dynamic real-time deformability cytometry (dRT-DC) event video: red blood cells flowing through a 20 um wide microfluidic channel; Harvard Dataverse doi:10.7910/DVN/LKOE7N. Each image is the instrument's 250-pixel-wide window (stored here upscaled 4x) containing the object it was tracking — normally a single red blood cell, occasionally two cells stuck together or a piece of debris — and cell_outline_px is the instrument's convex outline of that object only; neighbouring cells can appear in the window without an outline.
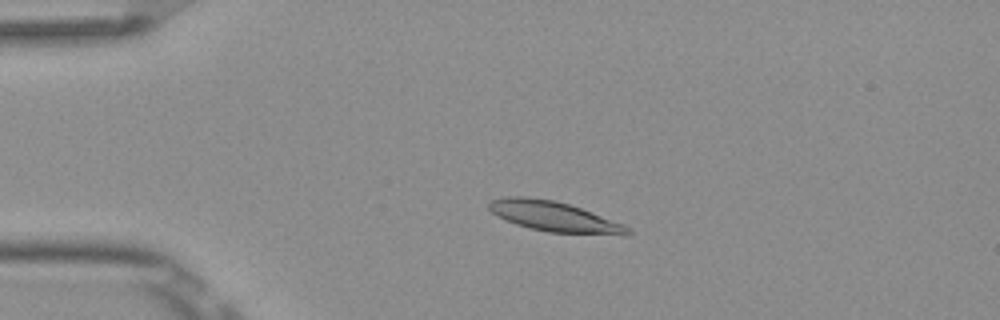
{"species": "Egyptian fruit bat (a non-hibernating species)", "species_latin": "Rousettus aegyptiacus", "temperature_condition": "room temperature", "stored_images_in_passage": 4, "camera_frame_rate_fps": 3000, "um_per_image_px": 0.085, "frame": {"image": 1, "passage_image": 3, "time_ms": 0.667, "image_size_px": [1000, 320], "cell_outline_px": [[632, 232], [628, 236], [624, 236], [548, 232], [516, 224], [492, 212], [488, 208], [488, 204], [492, 200], [504, 196], [524, 196], [556, 200], [580, 208], [624, 224], [632, 228]], "centroid_in_image_um": [47.19, 18.42], "position_along_channel_um": 37.8, "area_um2": 24.45}}